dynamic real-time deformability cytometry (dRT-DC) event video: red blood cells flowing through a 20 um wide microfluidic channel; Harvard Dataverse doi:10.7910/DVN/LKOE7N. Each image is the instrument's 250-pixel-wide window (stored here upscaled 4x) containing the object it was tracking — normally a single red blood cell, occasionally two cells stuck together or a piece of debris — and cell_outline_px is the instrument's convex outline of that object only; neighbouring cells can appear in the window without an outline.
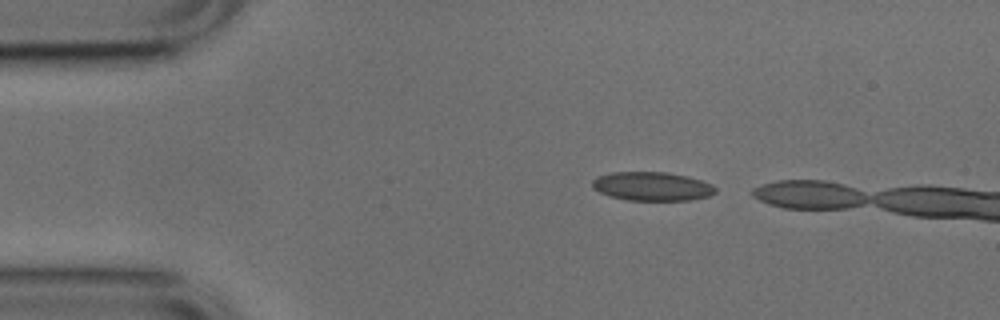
{"species": "common noctule bat (a hibernating species)", "species_latin": "Nyctalus noctula", "temperature_condition": "cold", "stored_images_in_passage": 4, "camera_frame_rate_fps": 3000, "um_per_image_px": 0.085, "animal": {"sex": "male", "body_mass_g": 17.9, "forearm_length_mm": 54.2}, "frame": {"image": 1, "passage_image": 1, "time_ms": 0.0, "image_size_px": [1000, 320], "cell_outline_px": [[716, 192], [708, 196], [692, 200], [628, 200], [612, 196], [600, 192], [592, 188], [592, 180], [596, 176], [612, 172], [668, 172], [688, 176], [712, 184], [716, 188]], "centroid_in_image_um": [55.42, 15.83], "position_along_channel_um": 29.6, "area_um2": 20.69}}